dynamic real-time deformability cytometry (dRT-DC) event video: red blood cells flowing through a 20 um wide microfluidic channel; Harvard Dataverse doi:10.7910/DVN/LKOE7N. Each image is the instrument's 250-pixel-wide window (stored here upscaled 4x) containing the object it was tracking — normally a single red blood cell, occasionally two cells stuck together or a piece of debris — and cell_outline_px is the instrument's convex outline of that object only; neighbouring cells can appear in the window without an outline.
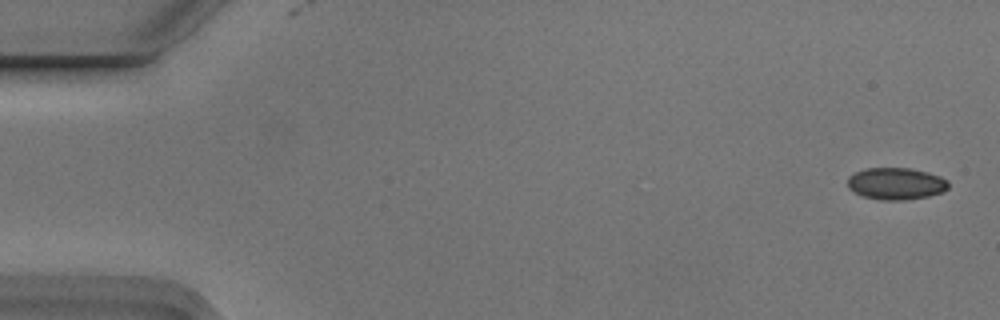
{"species": "Egyptian fruit bat (a non-hibernating species)", "species_latin": "Rousettus aegyptiacus", "temperature_condition": "cold", "stored_images_in_passage": 5, "camera_frame_rate_fps": 3000, "um_per_image_px": 0.085, "animal": {"sex": "male"}, "frame": {"image": 1, "passage_image": 1, "time_ms": 0.0, "image_size_px": [1000, 320], "cell_outline_px": [[948, 188], [944, 192], [928, 196], [904, 200], [880, 200], [864, 196], [848, 188], [848, 176], [856, 172], [868, 168], [908, 168], [928, 172], [940, 176], [948, 180]], "centroid_in_image_um": [76.19, 15.61], "position_along_channel_um": 8.8, "area_um2": 18.73}}
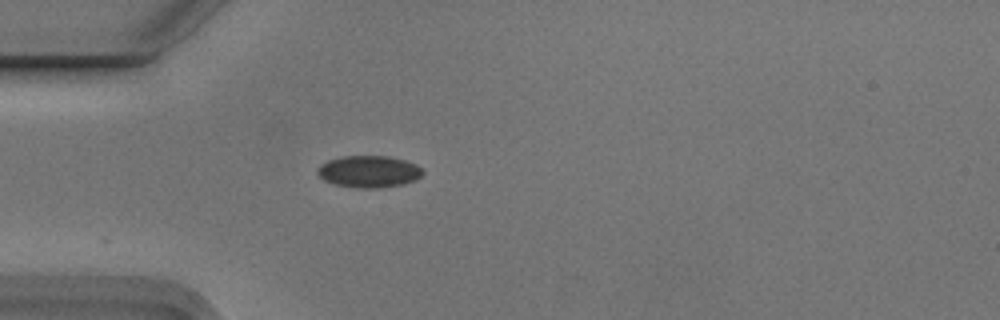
{"frame": {"image": 2, "passage_image": 5, "time_ms": 1.333, "image_size_px": [1000, 320], "cell_outline_px": [[424, 172], [416, 180], [404, 184], [376, 188], [356, 188], [336, 184], [324, 180], [316, 172], [316, 168], [320, 164], [328, 160], [340, 156], [388, 156], [404, 160], [416, 164]], "centroid_in_image_um": [31.33, 14.58], "position_along_channel_um": 53.7, "area_um2": 19.59}}